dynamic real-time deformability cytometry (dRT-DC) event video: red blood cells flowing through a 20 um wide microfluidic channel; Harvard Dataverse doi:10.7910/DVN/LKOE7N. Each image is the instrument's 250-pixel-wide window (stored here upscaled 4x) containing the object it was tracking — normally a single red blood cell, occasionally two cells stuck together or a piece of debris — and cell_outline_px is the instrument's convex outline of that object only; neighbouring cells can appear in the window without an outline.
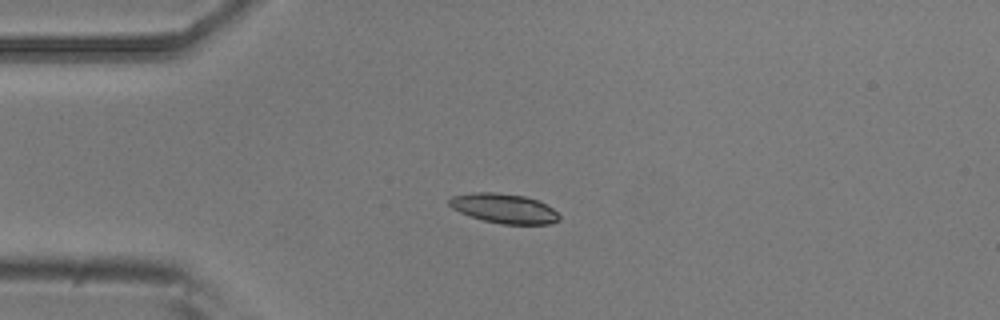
{"species": "common noctule bat (a hibernating species)", "species_latin": "Nyctalus noctula", "temperature_condition": "room temperature", "stored_images_in_passage": 1, "camera_frame_rate_fps": 3000, "um_per_image_px": 0.085, "animal": {"sex": "male", "body_mass_g": 20.5, "forearm_length_mm": 52.5}, "frame": {"image": 1, "passage_image": 1, "time_ms": 0.0, "image_size_px": [1000, 320], "cell_outline_px": [[560, 220], [548, 224], [504, 224], [484, 220], [460, 212], [452, 208], [448, 204], [448, 200], [452, 196], [472, 192], [496, 192], [524, 196], [536, 200], [552, 208], [560, 216]], "centroid_in_image_um": [42.82, 17.71], "position_along_channel_um": 42.2, "area_um2": 18.79}}